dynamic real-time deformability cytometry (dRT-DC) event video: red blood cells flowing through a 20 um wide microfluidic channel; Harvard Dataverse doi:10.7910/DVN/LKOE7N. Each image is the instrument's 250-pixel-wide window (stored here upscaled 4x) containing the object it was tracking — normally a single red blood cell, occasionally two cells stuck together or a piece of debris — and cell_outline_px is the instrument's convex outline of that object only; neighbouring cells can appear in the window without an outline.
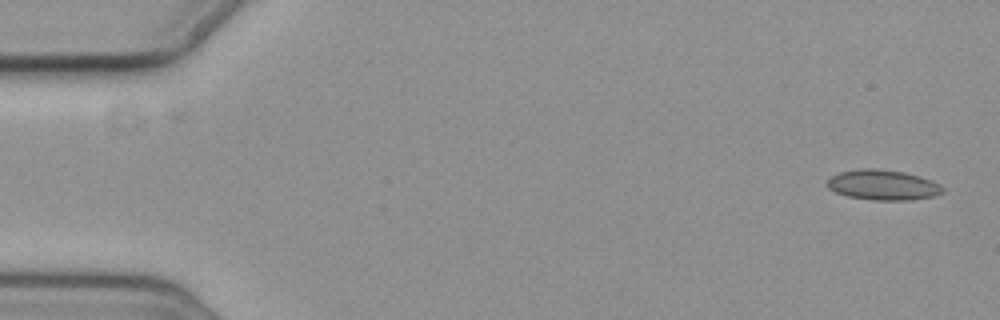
{"species": "common noctule bat (a hibernating species)", "species_latin": "Nyctalus noctula", "temperature_condition": "cold", "stored_images_in_passage": 2, "camera_frame_rate_fps": 3000, "um_per_image_px": 0.085, "animal": {"sex": "female", "body_mass_g": 19.3, "forearm_length_mm": 54.1}, "frame": {"image": 1, "passage_image": 2, "time_ms": 1.333, "image_size_px": [1000, 320], "cell_outline_px": [[944, 192], [936, 196], [912, 200], [872, 200], [848, 196], [836, 192], [828, 188], [828, 180], [832, 176], [840, 172], [860, 168], [876, 168], [904, 172], [920, 176], [932, 180], [940, 184], [944, 188]], "centroid_in_image_um": [75.1, 15.72], "position_along_channel_um": 9.9, "area_um2": 20.46}}